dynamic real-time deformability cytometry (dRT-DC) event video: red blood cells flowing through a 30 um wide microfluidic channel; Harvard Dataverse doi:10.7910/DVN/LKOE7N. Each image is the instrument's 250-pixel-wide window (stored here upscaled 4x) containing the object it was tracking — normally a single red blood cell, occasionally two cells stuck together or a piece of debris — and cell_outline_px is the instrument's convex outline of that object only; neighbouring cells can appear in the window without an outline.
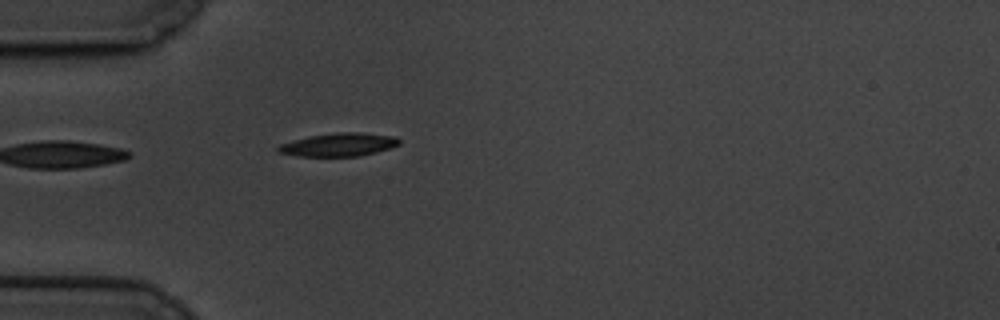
{"species": "common noctule bat (a hibernating species)", "species_latin": "Nyctalus noctula", "temperature_condition": "cold", "stored_images_in_passage": 43, "camera_frame_rate_fps": 3000, "um_per_image_px": 0.085, "animal": {"sex": "male", "body_mass_g": 19.5, "forearm_length_mm": 54.6}, "frame": {"image": 1, "passage_image": 1, "time_ms": 0.0, "image_size_px": [1000, 320], "cell_outline_px": [[400, 144], [376, 152], [360, 156], [296, 156], [280, 152], [276, 148], [280, 144], [308, 136], [336, 132], [360, 132], [396, 136], [400, 140]], "centroid_in_image_um": [28.81, 12.29], "position_along_channel_um": 56.2, "area_um2": 16.36}}
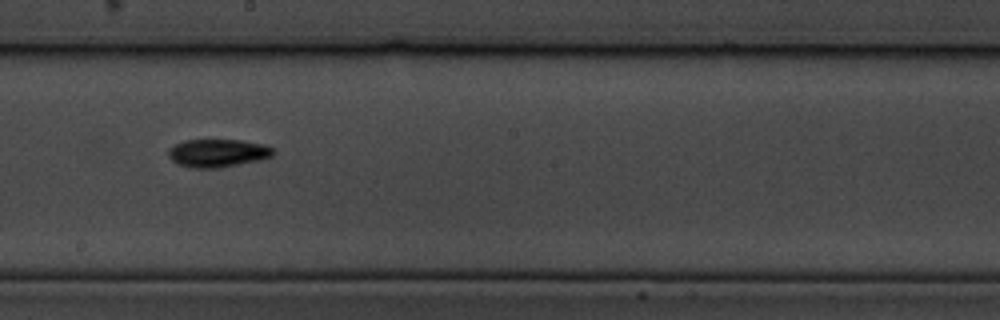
{"frame": {"image": 2, "passage_image": 17, "time_ms": 5.333, "image_size_px": [1000, 320], "cell_outline_px": [[276, 152], [272, 156], [260, 160], [220, 168], [196, 168], [176, 164], [168, 156], [168, 148], [184, 140], [240, 140], [264, 144], [272, 148]], "centroid_in_image_um": [18.51, 13.01], "position_along_channel_um": 229.7, "area_um2": 17.22}}
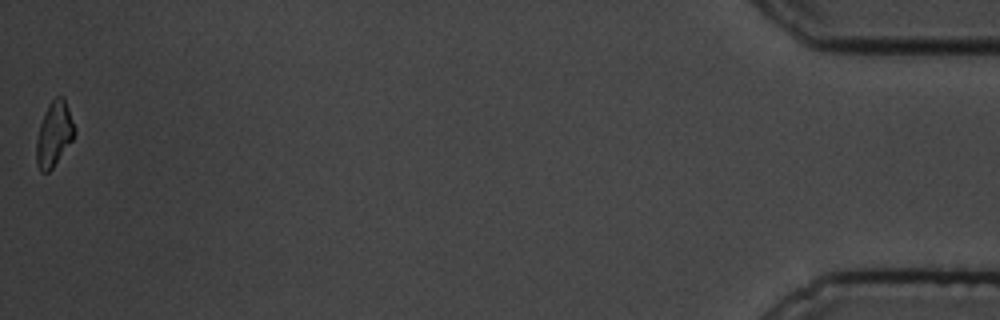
{"frame": {"image": 3, "passage_image": 43, "time_ms": 14.0, "image_size_px": [1000, 320], "cell_outline_px": [[76, 132], [72, 140], [52, 168], [48, 172], [40, 172], [36, 164], [36, 140], [40, 124], [44, 112], [48, 104], [56, 96], [64, 96], [76, 128]], "centroid_in_image_um": [4.59, 11.37], "position_along_channel_um": 430.6, "area_um2": 14.51}, "authors_computed_cell_mechanics": {"area_um2": 15.7216, "velocity_mm_per_s": 3.3836, "shape_relaxation_time_tau1_ms": 1.8099, "shape_relaxation_time_tau2_ms": 8.7462, "deformation_change_tau1": 0.1236, "deformation_change_tau2": 0.1223}}